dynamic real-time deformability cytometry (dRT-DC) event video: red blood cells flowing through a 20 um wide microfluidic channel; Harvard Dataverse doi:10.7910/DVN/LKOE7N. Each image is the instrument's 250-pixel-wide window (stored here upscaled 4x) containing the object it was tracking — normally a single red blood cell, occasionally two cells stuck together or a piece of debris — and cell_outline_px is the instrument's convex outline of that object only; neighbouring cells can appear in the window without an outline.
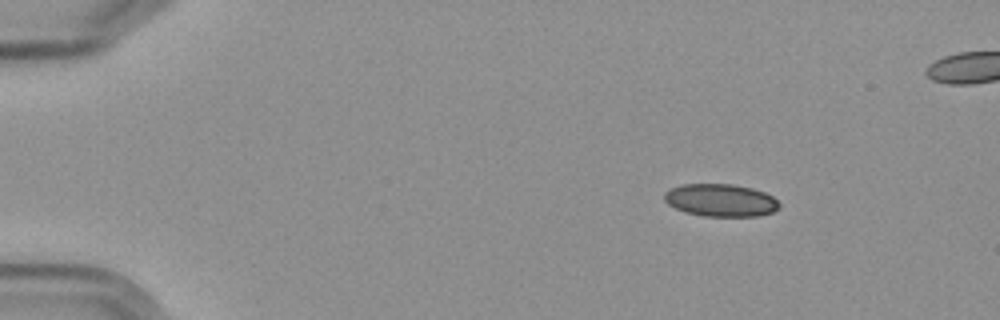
{"species": "Egyptian fruit bat (a non-hibernating species)", "species_latin": "Rousettus aegyptiacus", "temperature_condition": "cold", "stored_images_in_passage": 6, "camera_frame_rate_fps": 3000, "um_per_image_px": 0.085, "frame": {"image": 1, "passage_image": 2, "time_ms": 1.333, "image_size_px": [1000, 320], "cell_outline_px": [[780, 208], [772, 212], [756, 216], [704, 216], [684, 212], [668, 204], [664, 200], [664, 192], [680, 184], [732, 184], [752, 188], [764, 192], [772, 196], [780, 204]], "centroid_in_image_um": [61.24, 17.02], "position_along_channel_um": 23.8, "area_um2": 21.85}}